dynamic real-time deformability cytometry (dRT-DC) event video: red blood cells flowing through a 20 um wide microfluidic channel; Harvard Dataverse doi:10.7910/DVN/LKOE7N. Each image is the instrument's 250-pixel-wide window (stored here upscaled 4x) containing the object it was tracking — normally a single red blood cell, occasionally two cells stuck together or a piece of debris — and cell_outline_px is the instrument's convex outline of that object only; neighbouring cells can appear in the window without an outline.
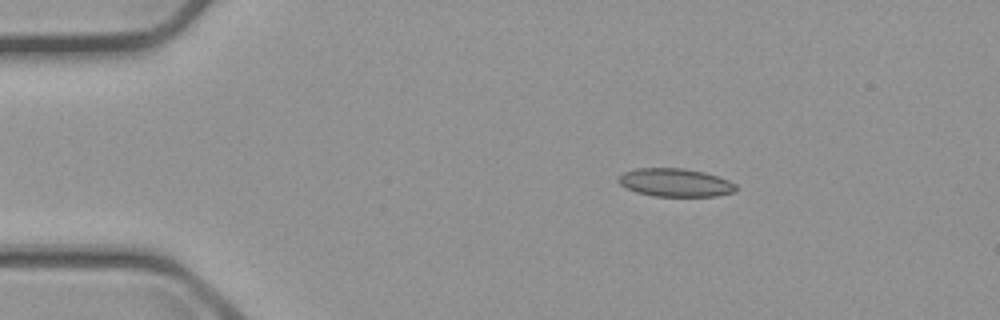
{"species": "common noctule bat (a hibernating species)", "species_latin": "Nyctalus noctula", "temperature_condition": "cold", "stored_images_in_passage": 4, "camera_frame_rate_fps": 3000, "um_per_image_px": 0.085, "animal": {"sex": "male", "body_mass_g": 23.1, "forearm_length_mm": 52.7}, "frame": {"image": 1, "passage_image": 1, "time_ms": 0.0, "image_size_px": [1000, 320], "cell_outline_px": [[736, 192], [716, 196], [656, 196], [636, 192], [620, 184], [616, 180], [624, 172], [636, 168], [684, 168], [704, 172], [728, 180], [736, 184]], "centroid_in_image_um": [57.41, 15.52], "position_along_channel_um": 27.6, "area_um2": 19.25}}